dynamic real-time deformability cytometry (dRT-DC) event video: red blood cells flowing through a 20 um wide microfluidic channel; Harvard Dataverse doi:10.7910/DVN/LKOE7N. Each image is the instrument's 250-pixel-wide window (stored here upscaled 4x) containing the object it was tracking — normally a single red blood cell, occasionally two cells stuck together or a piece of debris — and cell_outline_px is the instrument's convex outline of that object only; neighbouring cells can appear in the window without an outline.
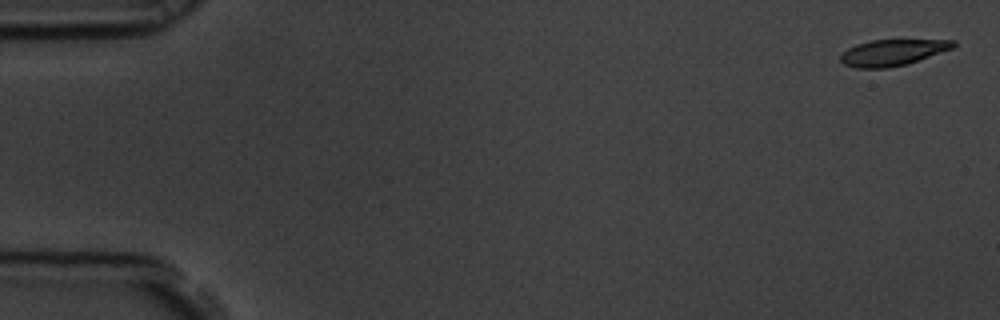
{"species": "common noctule bat (a hibernating species)", "species_latin": "Nyctalus noctula", "temperature_condition": "room temperature", "stored_images_in_passage": 4, "camera_frame_rate_fps": 3000, "um_per_image_px": 0.085, "animal": {"sex": "male", "body_mass_g": 19.5, "forearm_length_mm": 54.6}, "frame": {"image": 1, "passage_image": 1, "time_ms": 0.0, "image_size_px": [1000, 320], "cell_outline_px": [[956, 44], [952, 48], [908, 64], [884, 68], [856, 68], [844, 64], [840, 60], [840, 56], [848, 48], [856, 44], [872, 40], [956, 40]], "centroid_in_image_um": [75.85, 4.46], "position_along_channel_um": 9.2, "area_um2": 17.05}}